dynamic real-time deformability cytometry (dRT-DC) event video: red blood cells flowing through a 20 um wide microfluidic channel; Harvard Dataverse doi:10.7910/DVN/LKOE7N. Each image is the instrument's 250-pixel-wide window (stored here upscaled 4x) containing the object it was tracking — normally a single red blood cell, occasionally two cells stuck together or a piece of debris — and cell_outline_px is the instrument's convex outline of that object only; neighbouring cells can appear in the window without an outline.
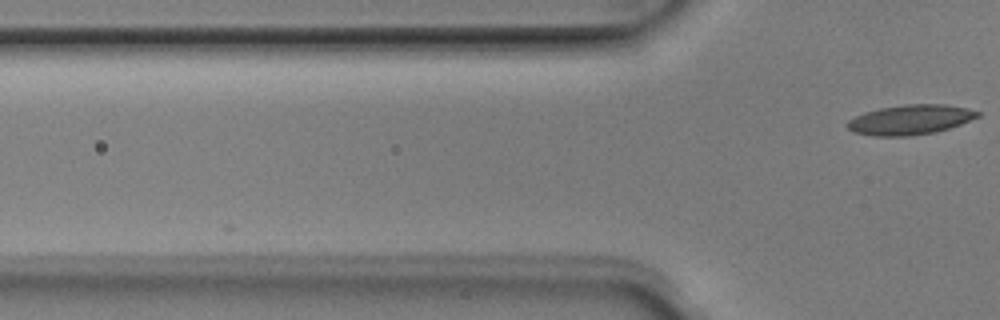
{"species": "Egyptian fruit bat (a non-hibernating species)", "species_latin": "Rousettus aegyptiacus", "temperature_condition": "room temperature", "stored_images_in_passage": 6, "camera_frame_rate_fps": 3000, "um_per_image_px": 0.085, "animal": {"sex": "male"}, "frame": {"image": 1, "passage_image": 6, "time_ms": 1.667, "image_size_px": [1000, 320], "cell_outline_px": [[980, 116], [960, 124], [936, 132], [908, 136], [872, 136], [852, 132], [844, 124], [848, 120], [864, 112], [880, 108], [904, 104], [944, 104], [968, 108], [980, 112]], "centroid_in_image_um": [77.34, 10.17], "position_along_channel_um": 48.5, "area_um2": 22.77}}